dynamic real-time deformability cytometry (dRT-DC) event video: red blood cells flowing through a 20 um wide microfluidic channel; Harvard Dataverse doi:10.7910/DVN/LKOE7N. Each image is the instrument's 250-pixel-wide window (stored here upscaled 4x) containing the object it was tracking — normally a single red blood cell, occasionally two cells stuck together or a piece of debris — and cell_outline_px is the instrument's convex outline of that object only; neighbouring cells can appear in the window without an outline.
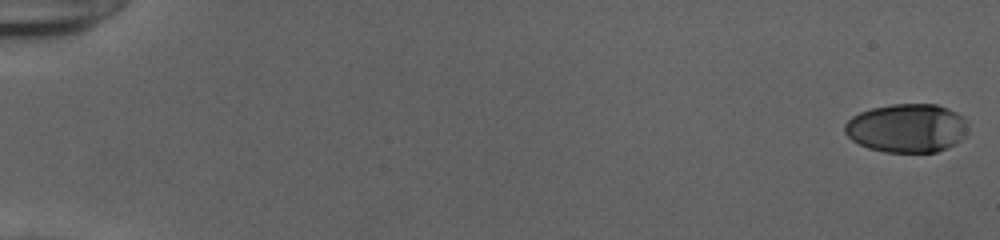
{"species": "human", "species_latin": "Homo sapiens", "temperature_condition": "cold", "stored_images_in_passage": 54, "camera_frame_rate_fps": 3000, "um_per_image_px": 0.085, "donor": {"sex": "female"}, "frame": {"image": 1, "passage_image": 1, "time_ms": 0.0, "image_size_px": [1000, 240], "cell_outline_px": [[964, 136], [956, 144], [936, 152], [884, 152], [868, 148], [852, 140], [844, 132], [844, 124], [852, 116], [860, 112], [872, 108], [892, 104], [936, 104], [948, 108], [964, 116]], "centroid_in_image_um": [77.05, 10.89], "position_along_channel_um": 7.9, "area_um2": 34.85}}
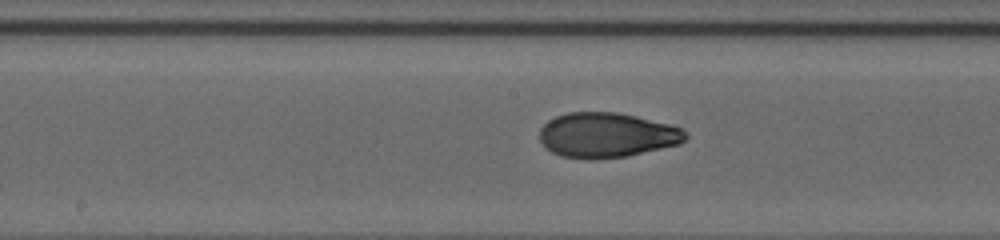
{"frame": {"image": 2, "passage_image": 30, "time_ms": 9.667, "image_size_px": [1000, 240], "cell_outline_px": [[688, 136], [680, 144], [628, 156], [592, 160], [560, 156], [552, 152], [540, 140], [540, 128], [548, 120], [556, 116], [568, 112], [620, 112], [672, 124], [688, 132]], "centroid_in_image_um": [51.61, 11.48], "position_along_channel_um": 196.6, "area_um2": 38.55}}
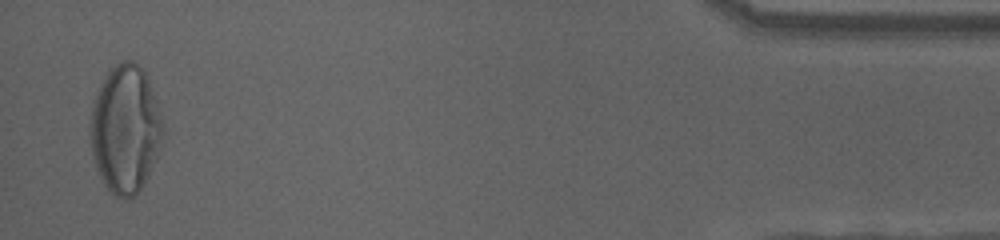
{"frame": {"image": 3, "passage_image": 53, "time_ms": 17.333, "image_size_px": [1000, 240], "cell_outline_px": [[164, 132], [160, 148], [148, 176], [144, 184], [132, 196], [124, 200], [116, 196], [104, 184], [96, 168], [92, 152], [88, 124], [92, 100], [108, 68], [124, 60], [132, 60], [144, 72], [148, 80], [160, 112], [164, 128]], "centroid_in_image_um": [10.62, 10.96], "position_along_channel_um": 424.6, "area_um2": 54.39}, "authors_computed_cell_mechanics": {"area_um2": 37.6278, "velocity_mm_per_s": 3.9108, "shape_relaxation_time_tau1_ms": 5.1082, "shape_relaxation_time_tau2_ms": 0.8903, "deformation_change_tau1": 0.2303, "deformation_change_tau2": 0.0532}}